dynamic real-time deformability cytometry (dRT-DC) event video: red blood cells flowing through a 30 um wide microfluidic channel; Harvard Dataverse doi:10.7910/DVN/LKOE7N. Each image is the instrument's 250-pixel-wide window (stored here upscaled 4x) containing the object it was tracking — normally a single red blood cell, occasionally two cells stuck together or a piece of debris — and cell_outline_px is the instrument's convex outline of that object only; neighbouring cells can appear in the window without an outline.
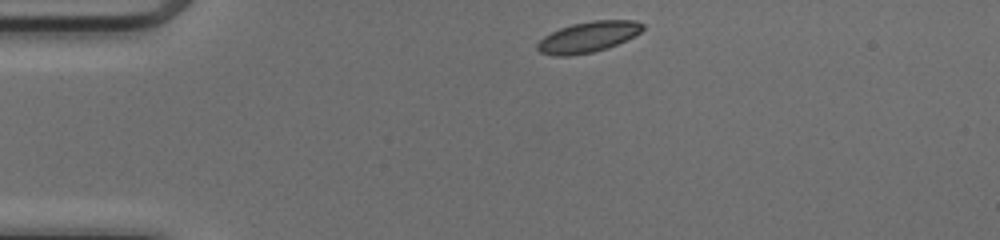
{"species": "common noctule bat (a hibernating species)", "species_latin": "Nyctalus noctula", "temperature_condition": "cold", "stored_images_in_passage": 41, "camera_frame_rate_fps": 3000, "um_per_image_px": 0.085, "animal": {"sex": "female", "body_mass_g": 17.0, "forearm_length_mm": 48.0}, "frame": {"image": 1, "passage_image": 1, "time_ms": 0.0, "image_size_px": [1000, 240], "cell_outline_px": [[644, 28], [640, 32], [608, 48], [592, 52], [568, 56], [552, 56], [540, 52], [536, 48], [536, 44], [544, 36], [560, 28], [572, 24], [592, 20], [636, 20], [644, 24]], "centroid_in_image_um": [49.96, 3.14], "position_along_channel_um": 35.0, "area_um2": 18.79}}
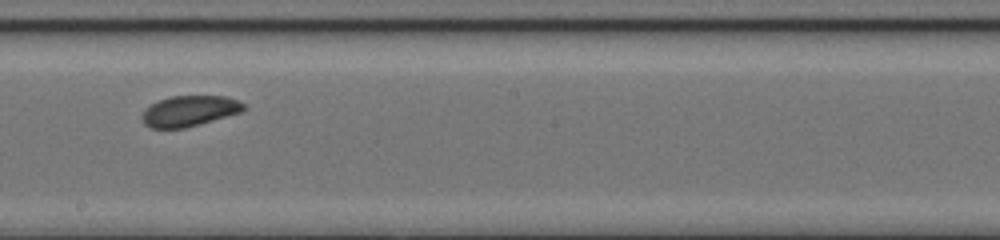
{"frame": {"image": 2, "passage_image": 19, "time_ms": 6.0, "image_size_px": [1000, 240], "cell_outline_px": [[248, 108], [240, 112], [200, 124], [184, 128], [152, 128], [144, 124], [140, 116], [152, 104], [160, 100], [172, 96], [224, 96], [236, 100], [244, 104]], "centroid_in_image_um": [16.1, 9.44], "position_along_channel_um": 232.1, "area_um2": 17.92}}
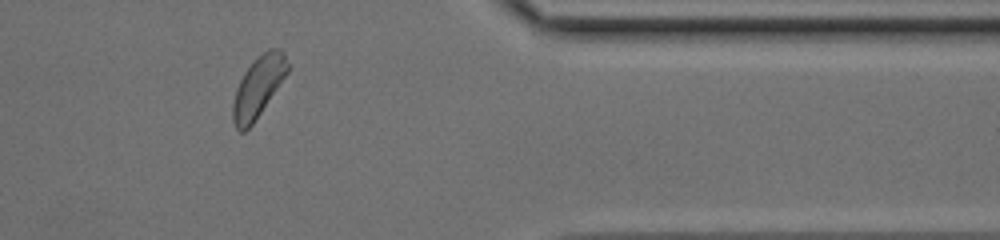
{"frame": {"image": 3, "passage_image": 32, "time_ms": 10.333, "image_size_px": [1000, 240], "cell_outline_px": [[292, 68], [252, 124], [244, 132], [240, 132], [236, 128], [232, 120], [232, 104], [236, 88], [244, 72], [268, 48], [280, 48], [284, 52]], "centroid_in_image_um": [21.98, 7.38], "position_along_channel_um": 389.4, "area_um2": 19.42}, "authors_computed_cell_mechanics": {"area_um2": 18.6694, "velocity_mm_per_s": 4.0773, "shape_relaxation_time_tau1_ms": 7.5889, "shape_relaxation_time_tau2_ms": null, "deformation_change_tau1": 0.1169, "deformation_change_tau2": null}}